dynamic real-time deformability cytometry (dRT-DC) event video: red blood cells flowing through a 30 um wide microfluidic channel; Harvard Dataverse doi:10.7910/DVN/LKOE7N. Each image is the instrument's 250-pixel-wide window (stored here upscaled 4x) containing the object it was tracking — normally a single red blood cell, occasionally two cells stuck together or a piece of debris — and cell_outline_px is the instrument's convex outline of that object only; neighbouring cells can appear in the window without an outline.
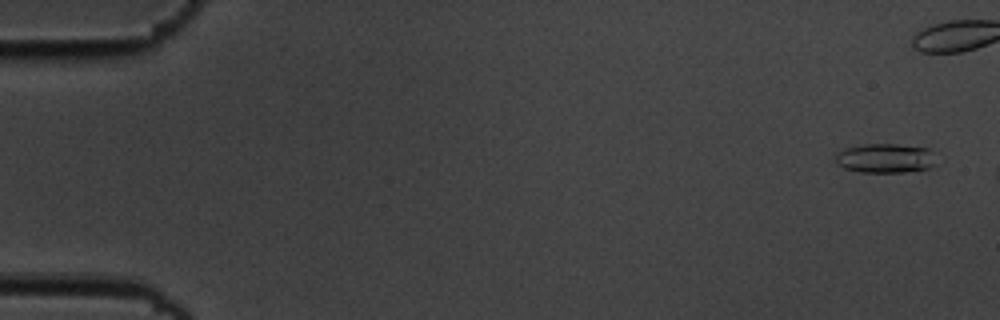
{"species": "common noctule bat (a hibernating species)", "species_latin": "Nyctalus noctula", "temperature_condition": "cold", "stored_images_in_passage": 3, "camera_frame_rate_fps": 3000, "um_per_image_px": 0.085, "animal": {"sex": "male", "body_mass_g": 19.5, "forearm_length_mm": 54.6}, "frame": {"image": 1, "passage_image": 1, "time_ms": 0.0, "image_size_px": [1000, 320], "cell_outline_px": [[936, 164], [928, 168], [904, 172], [860, 172], [844, 168], [836, 164], [836, 156], [844, 148], [864, 144], [896, 144], [928, 148]], "centroid_in_image_um": [75.22, 13.45], "position_along_channel_um": 9.8, "area_um2": 17.05}}